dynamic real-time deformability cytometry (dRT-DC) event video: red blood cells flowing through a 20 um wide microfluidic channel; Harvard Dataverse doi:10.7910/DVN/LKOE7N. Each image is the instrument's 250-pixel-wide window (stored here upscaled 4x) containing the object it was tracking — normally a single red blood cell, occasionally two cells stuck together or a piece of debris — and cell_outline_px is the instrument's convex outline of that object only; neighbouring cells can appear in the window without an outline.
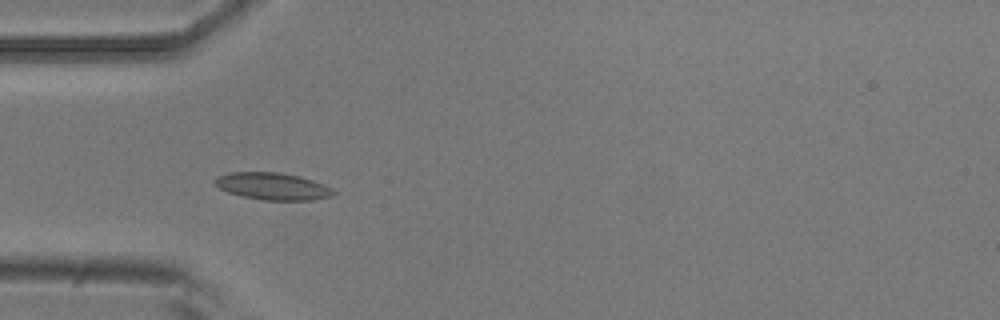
{"species": "common noctule bat (a hibernating species)", "species_latin": "Nyctalus noctula", "temperature_condition": "room temperature", "stored_images_in_passage": 8, "camera_frame_rate_fps": 3000, "um_per_image_px": 0.085, "animal": {"sex": "male", "body_mass_g": 20.5, "forearm_length_mm": 52.5}, "frame": {"image": 1, "passage_image": 5, "time_ms": 1.333, "image_size_px": [1000, 320], "cell_outline_px": [[336, 192], [332, 196], [312, 200], [264, 200], [240, 196], [228, 192], [212, 184], [212, 180], [216, 176], [232, 172], [276, 172], [296, 176], [312, 180], [332, 188]], "centroid_in_image_um": [23.11, 15.84], "position_along_channel_um": 61.9, "area_um2": 18.73}}
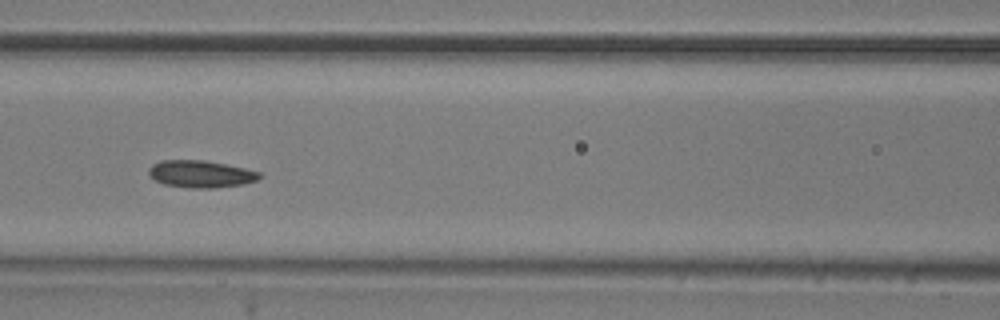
{"frame": {"image": 2, "passage_image": 7, "time_ms": 2.0, "image_size_px": [1000, 320], "cell_outline_px": [[260, 176], [256, 180], [244, 184], [216, 188], [188, 188], [164, 184], [156, 180], [148, 172], [148, 168], [152, 164], [160, 160], [204, 160], [244, 168], [260, 172]], "centroid_in_image_um": [17.04, 14.79], "position_along_channel_um": 149.6, "area_um2": 17.46}}
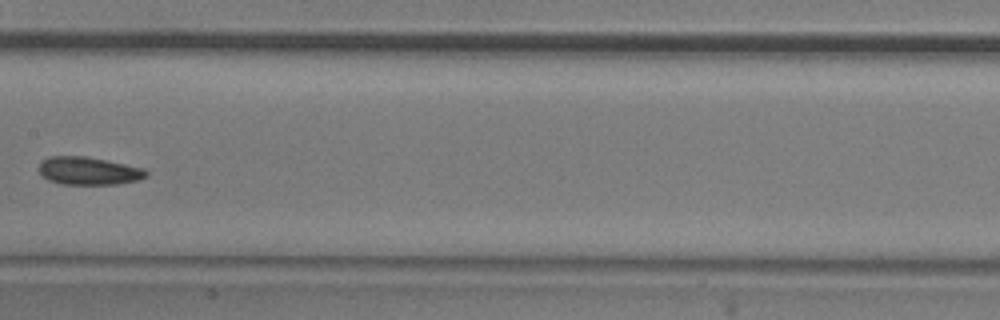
{"frame": {"image": 3, "passage_image": 8, "time_ms": 2.333, "image_size_px": [1000, 320], "cell_outline_px": [[148, 176], [136, 180], [116, 184], [60, 184], [48, 180], [40, 172], [40, 164], [48, 156], [84, 156], [144, 168], [148, 172]], "centroid_in_image_um": [7.53, 14.53], "position_along_channel_um": 199.9, "area_um2": 17.17}}